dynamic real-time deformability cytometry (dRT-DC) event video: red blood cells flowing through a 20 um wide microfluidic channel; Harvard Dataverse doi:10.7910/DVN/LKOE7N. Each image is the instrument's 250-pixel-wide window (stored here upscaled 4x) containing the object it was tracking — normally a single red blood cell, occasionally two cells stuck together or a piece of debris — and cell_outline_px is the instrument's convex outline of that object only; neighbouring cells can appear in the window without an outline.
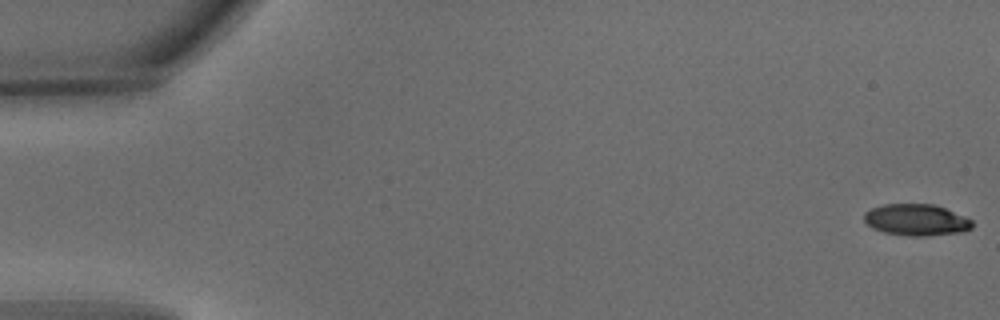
{"species": "common noctule bat (a hibernating species)", "species_latin": "Nyctalus noctula", "temperature_condition": "warm", "stored_images_in_passage": 6, "camera_frame_rate_fps": 3000, "um_per_image_px": 0.085, "animal": {"sex": "male", "body_mass_g": 15.6}, "frame": {"image": 1, "passage_image": 1, "time_ms": 0.0, "image_size_px": [1000, 320], "cell_outline_px": [[972, 228], [964, 232], [928, 236], [908, 236], [884, 232], [872, 228], [864, 220], [864, 212], [872, 208], [884, 204], [932, 204], [944, 208], [964, 216], [972, 220]], "centroid_in_image_um": [77.89, 18.7], "position_along_channel_um": 7.1, "area_um2": 19.88}}
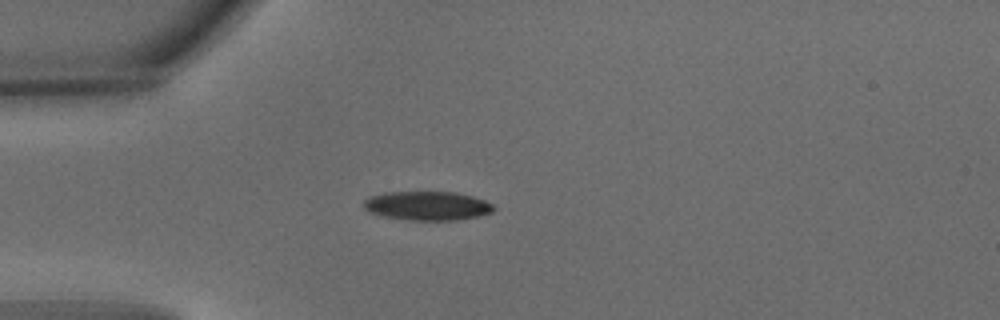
{"frame": {"image": 2, "passage_image": 5, "time_ms": 1.333, "image_size_px": [1000, 320], "cell_outline_px": [[496, 208], [492, 212], [476, 216], [456, 220], [408, 220], [380, 216], [364, 208], [364, 200], [368, 196], [384, 192], [456, 192], [472, 196], [484, 200], [492, 204]], "centroid_in_image_um": [36.3, 17.48], "position_along_channel_um": 48.7, "area_um2": 21.96}}